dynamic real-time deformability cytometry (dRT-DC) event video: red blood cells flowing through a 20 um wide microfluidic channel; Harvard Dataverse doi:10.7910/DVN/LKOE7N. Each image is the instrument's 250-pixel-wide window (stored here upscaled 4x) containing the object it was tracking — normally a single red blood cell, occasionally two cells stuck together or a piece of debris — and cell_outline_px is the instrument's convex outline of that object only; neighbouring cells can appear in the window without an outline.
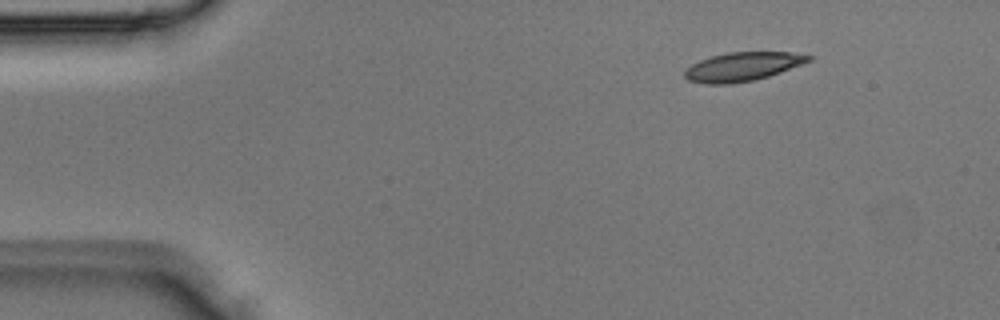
{"species": "Egyptian fruit bat (a non-hibernating species)", "species_latin": "Rousettus aegyptiacus", "temperature_condition": "room temperature", "stored_images_in_passage": 3, "segment_of_instrument_passage": [2, 2], "camera_frame_rate_fps": 3000, "um_per_image_px": 0.085, "animal": {"sex": "male"}, "frame": {"image": 1, "passage_image": 3, "time_ms": 0.667, "image_size_px": [1000, 320], "cell_outline_px": [[816, 56], [812, 60], [780, 72], [768, 76], [752, 80], [732, 84], [704, 84], [688, 80], [684, 76], [684, 72], [692, 64], [700, 60], [712, 56], [728, 52], [788, 52]], "centroid_in_image_um": [63.12, 5.66], "position_along_channel_um": 21.9, "area_um2": 20.69}}